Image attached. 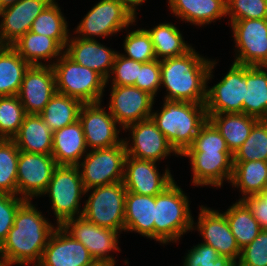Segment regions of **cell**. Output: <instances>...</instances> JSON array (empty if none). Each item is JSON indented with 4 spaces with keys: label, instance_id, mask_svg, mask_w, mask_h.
Masks as SVG:
<instances>
[{
    "label": "cell",
    "instance_id": "b9f144b4",
    "mask_svg": "<svg viewBox=\"0 0 267 266\" xmlns=\"http://www.w3.org/2000/svg\"><path fill=\"white\" fill-rule=\"evenodd\" d=\"M142 64L117 52L106 84L111 79V86H134Z\"/></svg>",
    "mask_w": 267,
    "mask_h": 266
},
{
    "label": "cell",
    "instance_id": "cb8c5ba5",
    "mask_svg": "<svg viewBox=\"0 0 267 266\" xmlns=\"http://www.w3.org/2000/svg\"><path fill=\"white\" fill-rule=\"evenodd\" d=\"M88 151L79 120L53 132L51 155L57 165L77 166Z\"/></svg>",
    "mask_w": 267,
    "mask_h": 266
},
{
    "label": "cell",
    "instance_id": "74e56055",
    "mask_svg": "<svg viewBox=\"0 0 267 266\" xmlns=\"http://www.w3.org/2000/svg\"><path fill=\"white\" fill-rule=\"evenodd\" d=\"M267 162V120H259L245 142L234 152L233 161Z\"/></svg>",
    "mask_w": 267,
    "mask_h": 266
},
{
    "label": "cell",
    "instance_id": "8d00e7d4",
    "mask_svg": "<svg viewBox=\"0 0 267 266\" xmlns=\"http://www.w3.org/2000/svg\"><path fill=\"white\" fill-rule=\"evenodd\" d=\"M20 150L12 139L0 142V193L17 195V163Z\"/></svg>",
    "mask_w": 267,
    "mask_h": 266
},
{
    "label": "cell",
    "instance_id": "f1b7e54d",
    "mask_svg": "<svg viewBox=\"0 0 267 266\" xmlns=\"http://www.w3.org/2000/svg\"><path fill=\"white\" fill-rule=\"evenodd\" d=\"M207 117L225 139L232 154L245 142L251 129L259 121L245 113L207 114Z\"/></svg>",
    "mask_w": 267,
    "mask_h": 266
},
{
    "label": "cell",
    "instance_id": "4316f807",
    "mask_svg": "<svg viewBox=\"0 0 267 266\" xmlns=\"http://www.w3.org/2000/svg\"><path fill=\"white\" fill-rule=\"evenodd\" d=\"M11 46L30 65L52 66L64 53V48L55 39L31 31H28ZM42 61L50 63L46 64Z\"/></svg>",
    "mask_w": 267,
    "mask_h": 266
},
{
    "label": "cell",
    "instance_id": "4fadbf2b",
    "mask_svg": "<svg viewBox=\"0 0 267 266\" xmlns=\"http://www.w3.org/2000/svg\"><path fill=\"white\" fill-rule=\"evenodd\" d=\"M126 130L131 134L123 139L128 156L155 162L167 159L171 153L180 156L151 118L131 124Z\"/></svg>",
    "mask_w": 267,
    "mask_h": 266
},
{
    "label": "cell",
    "instance_id": "f907efd6",
    "mask_svg": "<svg viewBox=\"0 0 267 266\" xmlns=\"http://www.w3.org/2000/svg\"><path fill=\"white\" fill-rule=\"evenodd\" d=\"M14 264L5 255L0 254V266H14Z\"/></svg>",
    "mask_w": 267,
    "mask_h": 266
},
{
    "label": "cell",
    "instance_id": "d590c367",
    "mask_svg": "<svg viewBox=\"0 0 267 266\" xmlns=\"http://www.w3.org/2000/svg\"><path fill=\"white\" fill-rule=\"evenodd\" d=\"M31 32L55 39L64 49L71 36L58 2L52 0L32 23Z\"/></svg>",
    "mask_w": 267,
    "mask_h": 266
},
{
    "label": "cell",
    "instance_id": "277c9868",
    "mask_svg": "<svg viewBox=\"0 0 267 266\" xmlns=\"http://www.w3.org/2000/svg\"><path fill=\"white\" fill-rule=\"evenodd\" d=\"M174 181L155 196L154 241L175 243L192 230L193 217L189 198Z\"/></svg>",
    "mask_w": 267,
    "mask_h": 266
},
{
    "label": "cell",
    "instance_id": "ffe728a7",
    "mask_svg": "<svg viewBox=\"0 0 267 266\" xmlns=\"http://www.w3.org/2000/svg\"><path fill=\"white\" fill-rule=\"evenodd\" d=\"M95 264L88 249L61 226H57L50 235L41 260L36 266H94Z\"/></svg>",
    "mask_w": 267,
    "mask_h": 266
},
{
    "label": "cell",
    "instance_id": "484cf974",
    "mask_svg": "<svg viewBox=\"0 0 267 266\" xmlns=\"http://www.w3.org/2000/svg\"><path fill=\"white\" fill-rule=\"evenodd\" d=\"M124 232H135L154 240L155 196L127 192Z\"/></svg>",
    "mask_w": 267,
    "mask_h": 266
},
{
    "label": "cell",
    "instance_id": "83f0119b",
    "mask_svg": "<svg viewBox=\"0 0 267 266\" xmlns=\"http://www.w3.org/2000/svg\"><path fill=\"white\" fill-rule=\"evenodd\" d=\"M20 151L52 154L53 131L37 114H27L18 133L12 139Z\"/></svg>",
    "mask_w": 267,
    "mask_h": 266
},
{
    "label": "cell",
    "instance_id": "9a60e30c",
    "mask_svg": "<svg viewBox=\"0 0 267 266\" xmlns=\"http://www.w3.org/2000/svg\"><path fill=\"white\" fill-rule=\"evenodd\" d=\"M102 102L83 104L79 113V121L85 136L87 149H102L120 145V129L115 118ZM108 110V112H107Z\"/></svg>",
    "mask_w": 267,
    "mask_h": 266
},
{
    "label": "cell",
    "instance_id": "d6a6232c",
    "mask_svg": "<svg viewBox=\"0 0 267 266\" xmlns=\"http://www.w3.org/2000/svg\"><path fill=\"white\" fill-rule=\"evenodd\" d=\"M29 66L12 46L0 47V97L18 94Z\"/></svg>",
    "mask_w": 267,
    "mask_h": 266
},
{
    "label": "cell",
    "instance_id": "f6af8a7d",
    "mask_svg": "<svg viewBox=\"0 0 267 266\" xmlns=\"http://www.w3.org/2000/svg\"><path fill=\"white\" fill-rule=\"evenodd\" d=\"M237 266H267V229H262L251 243L241 249Z\"/></svg>",
    "mask_w": 267,
    "mask_h": 266
},
{
    "label": "cell",
    "instance_id": "7a4b0ae2",
    "mask_svg": "<svg viewBox=\"0 0 267 266\" xmlns=\"http://www.w3.org/2000/svg\"><path fill=\"white\" fill-rule=\"evenodd\" d=\"M31 202L26 200L18 208L14 225L0 246V254L20 266H36L40 262L48 239L57 227Z\"/></svg>",
    "mask_w": 267,
    "mask_h": 266
},
{
    "label": "cell",
    "instance_id": "603a6c76",
    "mask_svg": "<svg viewBox=\"0 0 267 266\" xmlns=\"http://www.w3.org/2000/svg\"><path fill=\"white\" fill-rule=\"evenodd\" d=\"M64 53L75 63L98 72L107 80L117 51L99 43L97 39H83L72 35L69 36Z\"/></svg>",
    "mask_w": 267,
    "mask_h": 266
},
{
    "label": "cell",
    "instance_id": "d6986e66",
    "mask_svg": "<svg viewBox=\"0 0 267 266\" xmlns=\"http://www.w3.org/2000/svg\"><path fill=\"white\" fill-rule=\"evenodd\" d=\"M155 161L126 156L123 183L127 192L156 196L175 180L168 167L161 175Z\"/></svg>",
    "mask_w": 267,
    "mask_h": 266
},
{
    "label": "cell",
    "instance_id": "f35d334b",
    "mask_svg": "<svg viewBox=\"0 0 267 266\" xmlns=\"http://www.w3.org/2000/svg\"><path fill=\"white\" fill-rule=\"evenodd\" d=\"M26 115L17 95L0 97V135L3 139L14 138Z\"/></svg>",
    "mask_w": 267,
    "mask_h": 266
},
{
    "label": "cell",
    "instance_id": "836d02e7",
    "mask_svg": "<svg viewBox=\"0 0 267 266\" xmlns=\"http://www.w3.org/2000/svg\"><path fill=\"white\" fill-rule=\"evenodd\" d=\"M223 214L226 216L240 250L251 243L262 230L249 206L243 200L236 201Z\"/></svg>",
    "mask_w": 267,
    "mask_h": 266
},
{
    "label": "cell",
    "instance_id": "5b68a950",
    "mask_svg": "<svg viewBox=\"0 0 267 266\" xmlns=\"http://www.w3.org/2000/svg\"><path fill=\"white\" fill-rule=\"evenodd\" d=\"M56 92L83 104L102 102L106 79L98 72L75 63L65 53L52 65Z\"/></svg>",
    "mask_w": 267,
    "mask_h": 266
},
{
    "label": "cell",
    "instance_id": "816d5d0a",
    "mask_svg": "<svg viewBox=\"0 0 267 266\" xmlns=\"http://www.w3.org/2000/svg\"><path fill=\"white\" fill-rule=\"evenodd\" d=\"M19 0H0V7L4 8L16 4Z\"/></svg>",
    "mask_w": 267,
    "mask_h": 266
},
{
    "label": "cell",
    "instance_id": "1f68e13d",
    "mask_svg": "<svg viewBox=\"0 0 267 266\" xmlns=\"http://www.w3.org/2000/svg\"><path fill=\"white\" fill-rule=\"evenodd\" d=\"M146 30L151 37L157 60L183 56L194 48L188 45L180 30L171 22L161 23Z\"/></svg>",
    "mask_w": 267,
    "mask_h": 266
},
{
    "label": "cell",
    "instance_id": "3957f363",
    "mask_svg": "<svg viewBox=\"0 0 267 266\" xmlns=\"http://www.w3.org/2000/svg\"><path fill=\"white\" fill-rule=\"evenodd\" d=\"M163 102L161 111L152 110L150 118L181 156L208 120L205 104L166 99Z\"/></svg>",
    "mask_w": 267,
    "mask_h": 266
},
{
    "label": "cell",
    "instance_id": "f5cc1de1",
    "mask_svg": "<svg viewBox=\"0 0 267 266\" xmlns=\"http://www.w3.org/2000/svg\"><path fill=\"white\" fill-rule=\"evenodd\" d=\"M94 266H112V265L105 264V263H96Z\"/></svg>",
    "mask_w": 267,
    "mask_h": 266
},
{
    "label": "cell",
    "instance_id": "c3c4849f",
    "mask_svg": "<svg viewBox=\"0 0 267 266\" xmlns=\"http://www.w3.org/2000/svg\"><path fill=\"white\" fill-rule=\"evenodd\" d=\"M250 208L253 217L262 229H267V188L258 195L243 200Z\"/></svg>",
    "mask_w": 267,
    "mask_h": 266
},
{
    "label": "cell",
    "instance_id": "9c48e42d",
    "mask_svg": "<svg viewBox=\"0 0 267 266\" xmlns=\"http://www.w3.org/2000/svg\"><path fill=\"white\" fill-rule=\"evenodd\" d=\"M135 22L118 0H100L84 15L73 33L78 38L95 40V36L104 38L117 35V32L129 28Z\"/></svg>",
    "mask_w": 267,
    "mask_h": 266
},
{
    "label": "cell",
    "instance_id": "6da1fadb",
    "mask_svg": "<svg viewBox=\"0 0 267 266\" xmlns=\"http://www.w3.org/2000/svg\"><path fill=\"white\" fill-rule=\"evenodd\" d=\"M216 59H207L195 48L179 57L160 60L164 99L205 104L207 82L213 78Z\"/></svg>",
    "mask_w": 267,
    "mask_h": 266
},
{
    "label": "cell",
    "instance_id": "60d3db41",
    "mask_svg": "<svg viewBox=\"0 0 267 266\" xmlns=\"http://www.w3.org/2000/svg\"><path fill=\"white\" fill-rule=\"evenodd\" d=\"M187 251L183 266H237L236 261L220 256L214 248L202 242Z\"/></svg>",
    "mask_w": 267,
    "mask_h": 266
},
{
    "label": "cell",
    "instance_id": "30bf717a",
    "mask_svg": "<svg viewBox=\"0 0 267 266\" xmlns=\"http://www.w3.org/2000/svg\"><path fill=\"white\" fill-rule=\"evenodd\" d=\"M61 227L88 249L96 263L115 266L117 261L110 252H121L119 232L100 227L82 215L67 220Z\"/></svg>",
    "mask_w": 267,
    "mask_h": 266
},
{
    "label": "cell",
    "instance_id": "44dd1931",
    "mask_svg": "<svg viewBox=\"0 0 267 266\" xmlns=\"http://www.w3.org/2000/svg\"><path fill=\"white\" fill-rule=\"evenodd\" d=\"M55 93L56 83L52 66L30 65L25 71L17 96L26 114L39 115Z\"/></svg>",
    "mask_w": 267,
    "mask_h": 266
},
{
    "label": "cell",
    "instance_id": "681fc988",
    "mask_svg": "<svg viewBox=\"0 0 267 266\" xmlns=\"http://www.w3.org/2000/svg\"><path fill=\"white\" fill-rule=\"evenodd\" d=\"M124 8L132 15V17L137 19V6L142 5L147 0H118Z\"/></svg>",
    "mask_w": 267,
    "mask_h": 266
},
{
    "label": "cell",
    "instance_id": "ac0fdd59",
    "mask_svg": "<svg viewBox=\"0 0 267 266\" xmlns=\"http://www.w3.org/2000/svg\"><path fill=\"white\" fill-rule=\"evenodd\" d=\"M192 225L193 230L200 232L204 240L202 243L214 248L220 256H226L238 262L241 250L223 212L202 205L200 206L198 221L195 223L193 219Z\"/></svg>",
    "mask_w": 267,
    "mask_h": 266
},
{
    "label": "cell",
    "instance_id": "ee69618b",
    "mask_svg": "<svg viewBox=\"0 0 267 266\" xmlns=\"http://www.w3.org/2000/svg\"><path fill=\"white\" fill-rule=\"evenodd\" d=\"M186 151H230L216 127L207 120Z\"/></svg>",
    "mask_w": 267,
    "mask_h": 266
},
{
    "label": "cell",
    "instance_id": "4dcf8cb0",
    "mask_svg": "<svg viewBox=\"0 0 267 266\" xmlns=\"http://www.w3.org/2000/svg\"><path fill=\"white\" fill-rule=\"evenodd\" d=\"M246 84L243 113L267 120V66H246Z\"/></svg>",
    "mask_w": 267,
    "mask_h": 266
},
{
    "label": "cell",
    "instance_id": "7dc6e473",
    "mask_svg": "<svg viewBox=\"0 0 267 266\" xmlns=\"http://www.w3.org/2000/svg\"><path fill=\"white\" fill-rule=\"evenodd\" d=\"M161 67L160 60L143 63L139 69V74L135 82V87L148 92L154 98L161 87Z\"/></svg>",
    "mask_w": 267,
    "mask_h": 266
},
{
    "label": "cell",
    "instance_id": "f546056e",
    "mask_svg": "<svg viewBox=\"0 0 267 266\" xmlns=\"http://www.w3.org/2000/svg\"><path fill=\"white\" fill-rule=\"evenodd\" d=\"M230 183L241 192L242 197L238 200L260 194L267 188V162L233 161Z\"/></svg>",
    "mask_w": 267,
    "mask_h": 266
},
{
    "label": "cell",
    "instance_id": "52a82bcc",
    "mask_svg": "<svg viewBox=\"0 0 267 266\" xmlns=\"http://www.w3.org/2000/svg\"><path fill=\"white\" fill-rule=\"evenodd\" d=\"M126 193L123 181L86 190L85 194L89 197L82 208V216L100 227L121 234L125 231Z\"/></svg>",
    "mask_w": 267,
    "mask_h": 266
},
{
    "label": "cell",
    "instance_id": "7bdbcfd3",
    "mask_svg": "<svg viewBox=\"0 0 267 266\" xmlns=\"http://www.w3.org/2000/svg\"><path fill=\"white\" fill-rule=\"evenodd\" d=\"M230 21L267 19V0H226Z\"/></svg>",
    "mask_w": 267,
    "mask_h": 266
},
{
    "label": "cell",
    "instance_id": "ba28073f",
    "mask_svg": "<svg viewBox=\"0 0 267 266\" xmlns=\"http://www.w3.org/2000/svg\"><path fill=\"white\" fill-rule=\"evenodd\" d=\"M126 156L124 142L110 148L89 150L77 165L85 189L122 182Z\"/></svg>",
    "mask_w": 267,
    "mask_h": 266
},
{
    "label": "cell",
    "instance_id": "8fae6325",
    "mask_svg": "<svg viewBox=\"0 0 267 266\" xmlns=\"http://www.w3.org/2000/svg\"><path fill=\"white\" fill-rule=\"evenodd\" d=\"M246 88V65L233 62L217 84L207 85L206 114L243 113Z\"/></svg>",
    "mask_w": 267,
    "mask_h": 266
},
{
    "label": "cell",
    "instance_id": "7c38bea8",
    "mask_svg": "<svg viewBox=\"0 0 267 266\" xmlns=\"http://www.w3.org/2000/svg\"><path fill=\"white\" fill-rule=\"evenodd\" d=\"M230 22L236 48L233 62L246 66H267V19Z\"/></svg>",
    "mask_w": 267,
    "mask_h": 266
},
{
    "label": "cell",
    "instance_id": "bcb514c9",
    "mask_svg": "<svg viewBox=\"0 0 267 266\" xmlns=\"http://www.w3.org/2000/svg\"><path fill=\"white\" fill-rule=\"evenodd\" d=\"M18 195L0 193V246L7 238L9 230L14 225L18 208L25 202Z\"/></svg>",
    "mask_w": 267,
    "mask_h": 266
},
{
    "label": "cell",
    "instance_id": "5bb4252c",
    "mask_svg": "<svg viewBox=\"0 0 267 266\" xmlns=\"http://www.w3.org/2000/svg\"><path fill=\"white\" fill-rule=\"evenodd\" d=\"M57 166L52 155L20 151L17 163V195L25 200L41 197Z\"/></svg>",
    "mask_w": 267,
    "mask_h": 266
},
{
    "label": "cell",
    "instance_id": "d4e9b609",
    "mask_svg": "<svg viewBox=\"0 0 267 266\" xmlns=\"http://www.w3.org/2000/svg\"><path fill=\"white\" fill-rule=\"evenodd\" d=\"M168 6L177 18L194 26L208 25L226 18V0H168Z\"/></svg>",
    "mask_w": 267,
    "mask_h": 266
},
{
    "label": "cell",
    "instance_id": "2e32d148",
    "mask_svg": "<svg viewBox=\"0 0 267 266\" xmlns=\"http://www.w3.org/2000/svg\"><path fill=\"white\" fill-rule=\"evenodd\" d=\"M108 108L110 114L125 129L136 122L149 119L154 97L135 86H111Z\"/></svg>",
    "mask_w": 267,
    "mask_h": 266
},
{
    "label": "cell",
    "instance_id": "8992f818",
    "mask_svg": "<svg viewBox=\"0 0 267 266\" xmlns=\"http://www.w3.org/2000/svg\"><path fill=\"white\" fill-rule=\"evenodd\" d=\"M86 189L82 183L78 166L58 165L42 195L50 198L56 226H62L67 220L82 215L80 200ZM49 195V196H48Z\"/></svg>",
    "mask_w": 267,
    "mask_h": 266
},
{
    "label": "cell",
    "instance_id": "e0dca14e",
    "mask_svg": "<svg viewBox=\"0 0 267 266\" xmlns=\"http://www.w3.org/2000/svg\"><path fill=\"white\" fill-rule=\"evenodd\" d=\"M181 157L190 158L192 182L196 186H223L233 174V154L230 151H185Z\"/></svg>",
    "mask_w": 267,
    "mask_h": 266
},
{
    "label": "cell",
    "instance_id": "ab89813d",
    "mask_svg": "<svg viewBox=\"0 0 267 266\" xmlns=\"http://www.w3.org/2000/svg\"><path fill=\"white\" fill-rule=\"evenodd\" d=\"M125 31L127 35L123 41V46L126 54L121 55L141 63L156 60L151 37L146 29L139 28L133 31L125 29Z\"/></svg>",
    "mask_w": 267,
    "mask_h": 266
},
{
    "label": "cell",
    "instance_id": "e575fe53",
    "mask_svg": "<svg viewBox=\"0 0 267 266\" xmlns=\"http://www.w3.org/2000/svg\"><path fill=\"white\" fill-rule=\"evenodd\" d=\"M82 105L81 101L56 92L39 115L54 132L77 121Z\"/></svg>",
    "mask_w": 267,
    "mask_h": 266
},
{
    "label": "cell",
    "instance_id": "7402d4cb",
    "mask_svg": "<svg viewBox=\"0 0 267 266\" xmlns=\"http://www.w3.org/2000/svg\"><path fill=\"white\" fill-rule=\"evenodd\" d=\"M52 0H19L1 9L0 44L11 46L30 31L35 18Z\"/></svg>",
    "mask_w": 267,
    "mask_h": 266
}]
</instances>
